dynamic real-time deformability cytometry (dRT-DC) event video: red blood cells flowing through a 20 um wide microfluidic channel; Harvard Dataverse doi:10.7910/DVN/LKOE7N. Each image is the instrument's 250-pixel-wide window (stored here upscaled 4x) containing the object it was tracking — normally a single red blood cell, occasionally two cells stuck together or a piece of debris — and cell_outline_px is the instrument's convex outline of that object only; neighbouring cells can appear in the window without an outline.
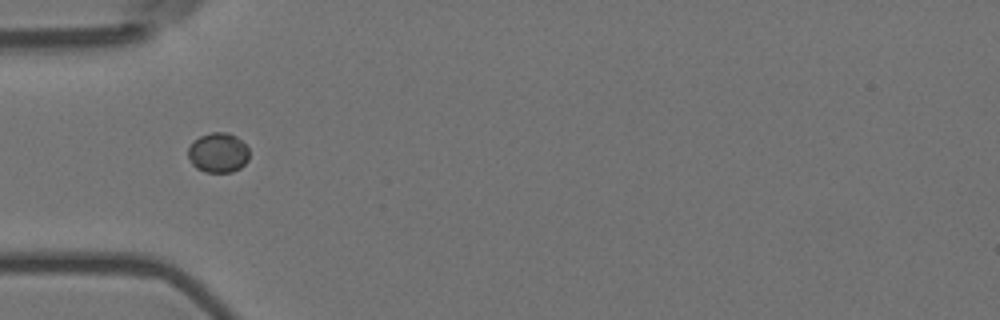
{"species": "Egyptian fruit bat (a non-hibernating species)", "species_latin": "Rousettus aegyptiacus", "temperature_condition": "room temperature", "stored_images_in_passage": 9, "camera_frame_rate_fps": 3000, "um_per_image_px": 0.085, "animal": {"sex": "female"}, "frame": {"image": 1, "passage_image": 3, "time_ms": 0.667, "image_size_px": [1000, 320], "cell_outline_px": [[248, 160], [240, 168], [232, 172], [204, 172], [196, 168], [192, 164], [188, 156], [188, 148], [192, 140], [200, 136], [212, 132], [228, 132], [236, 136], [248, 148]], "centroid_in_image_um": [18.52, 12.98], "position_along_channel_um": 66.5, "area_um2": 14.28}}
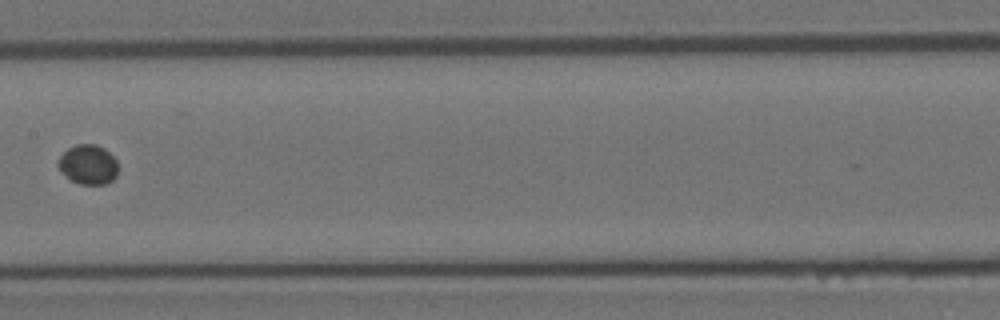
{"frame": {"image": 2, "passage_image": 6, "time_ms": 1.667, "image_size_px": [1000, 320], "cell_outline_px": [[116, 176], [108, 184], [80, 184], [72, 180], [60, 172], [56, 164], [60, 156], [68, 148], [76, 144], [96, 144], [104, 148], [116, 160]], "centroid_in_image_um": [7.46, 13.98], "position_along_channel_um": 199.9, "area_um2": 13.81}}
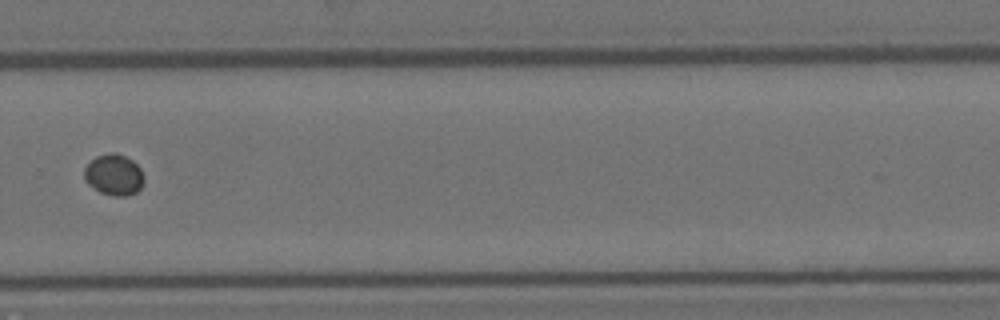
{"frame": {"image": 3, "passage_image": 9, "time_ms": 2.667, "image_size_px": [1000, 320], "cell_outline_px": [[144, 184], [136, 192], [128, 196], [116, 196], [100, 192], [88, 184], [84, 180], [84, 168], [96, 156], [112, 152], [116, 152], [132, 160], [140, 168], [144, 176]], "centroid_in_image_um": [9.69, 14.86], "position_along_channel_um": 320.1, "area_um2": 14.33}}